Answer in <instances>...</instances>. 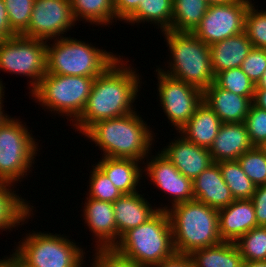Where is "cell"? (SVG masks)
Returning <instances> with one entry per match:
<instances>
[{
	"label": "cell",
	"mask_w": 266,
	"mask_h": 267,
	"mask_svg": "<svg viewBox=\"0 0 266 267\" xmlns=\"http://www.w3.org/2000/svg\"><path fill=\"white\" fill-rule=\"evenodd\" d=\"M133 69L119 56L101 75L95 77L85 108L73 125L78 129L77 132L83 134L100 120L136 112L132 103L141 88V76Z\"/></svg>",
	"instance_id": "cell-1"
},
{
	"label": "cell",
	"mask_w": 266,
	"mask_h": 267,
	"mask_svg": "<svg viewBox=\"0 0 266 267\" xmlns=\"http://www.w3.org/2000/svg\"><path fill=\"white\" fill-rule=\"evenodd\" d=\"M137 112L100 120L84 133L99 146L103 157L134 159L141 161L151 153L154 140L152 130ZM150 151V152H149Z\"/></svg>",
	"instance_id": "cell-2"
},
{
	"label": "cell",
	"mask_w": 266,
	"mask_h": 267,
	"mask_svg": "<svg viewBox=\"0 0 266 267\" xmlns=\"http://www.w3.org/2000/svg\"><path fill=\"white\" fill-rule=\"evenodd\" d=\"M167 212L177 254L190 255L195 250L222 242L218 209L193 199L171 206Z\"/></svg>",
	"instance_id": "cell-3"
},
{
	"label": "cell",
	"mask_w": 266,
	"mask_h": 267,
	"mask_svg": "<svg viewBox=\"0 0 266 267\" xmlns=\"http://www.w3.org/2000/svg\"><path fill=\"white\" fill-rule=\"evenodd\" d=\"M114 248L142 267L156 265L176 252L167 210H158L150 219L130 229Z\"/></svg>",
	"instance_id": "cell-4"
},
{
	"label": "cell",
	"mask_w": 266,
	"mask_h": 267,
	"mask_svg": "<svg viewBox=\"0 0 266 267\" xmlns=\"http://www.w3.org/2000/svg\"><path fill=\"white\" fill-rule=\"evenodd\" d=\"M170 50L168 70H160L170 77L194 85L204 91L214 83L210 48L192 32L163 31Z\"/></svg>",
	"instance_id": "cell-5"
},
{
	"label": "cell",
	"mask_w": 266,
	"mask_h": 267,
	"mask_svg": "<svg viewBox=\"0 0 266 267\" xmlns=\"http://www.w3.org/2000/svg\"><path fill=\"white\" fill-rule=\"evenodd\" d=\"M118 58L119 55L117 57L82 40L57 38L54 43H47L46 73L95 78Z\"/></svg>",
	"instance_id": "cell-6"
},
{
	"label": "cell",
	"mask_w": 266,
	"mask_h": 267,
	"mask_svg": "<svg viewBox=\"0 0 266 267\" xmlns=\"http://www.w3.org/2000/svg\"><path fill=\"white\" fill-rule=\"evenodd\" d=\"M94 81L95 78L84 76L46 73L29 93L49 111L68 116L75 122L85 108Z\"/></svg>",
	"instance_id": "cell-7"
},
{
	"label": "cell",
	"mask_w": 266,
	"mask_h": 267,
	"mask_svg": "<svg viewBox=\"0 0 266 267\" xmlns=\"http://www.w3.org/2000/svg\"><path fill=\"white\" fill-rule=\"evenodd\" d=\"M14 256L25 267H82V248L67 236L33 232L18 242Z\"/></svg>",
	"instance_id": "cell-8"
},
{
	"label": "cell",
	"mask_w": 266,
	"mask_h": 267,
	"mask_svg": "<svg viewBox=\"0 0 266 267\" xmlns=\"http://www.w3.org/2000/svg\"><path fill=\"white\" fill-rule=\"evenodd\" d=\"M25 125L11 116L0 125V182L18 183L33 167L38 143Z\"/></svg>",
	"instance_id": "cell-9"
},
{
	"label": "cell",
	"mask_w": 266,
	"mask_h": 267,
	"mask_svg": "<svg viewBox=\"0 0 266 267\" xmlns=\"http://www.w3.org/2000/svg\"><path fill=\"white\" fill-rule=\"evenodd\" d=\"M47 42L24 35L0 40V70L30 77L31 91L46 74Z\"/></svg>",
	"instance_id": "cell-10"
},
{
	"label": "cell",
	"mask_w": 266,
	"mask_h": 267,
	"mask_svg": "<svg viewBox=\"0 0 266 267\" xmlns=\"http://www.w3.org/2000/svg\"><path fill=\"white\" fill-rule=\"evenodd\" d=\"M161 107L176 131L194 115L196 108L203 102V91L156 69Z\"/></svg>",
	"instance_id": "cell-11"
},
{
	"label": "cell",
	"mask_w": 266,
	"mask_h": 267,
	"mask_svg": "<svg viewBox=\"0 0 266 267\" xmlns=\"http://www.w3.org/2000/svg\"><path fill=\"white\" fill-rule=\"evenodd\" d=\"M251 0L209 5L200 24L192 32L206 45L244 32L245 16Z\"/></svg>",
	"instance_id": "cell-12"
},
{
	"label": "cell",
	"mask_w": 266,
	"mask_h": 267,
	"mask_svg": "<svg viewBox=\"0 0 266 267\" xmlns=\"http://www.w3.org/2000/svg\"><path fill=\"white\" fill-rule=\"evenodd\" d=\"M75 22L70 0H35L28 28L21 35L48 42L62 38Z\"/></svg>",
	"instance_id": "cell-13"
},
{
	"label": "cell",
	"mask_w": 266,
	"mask_h": 267,
	"mask_svg": "<svg viewBox=\"0 0 266 267\" xmlns=\"http://www.w3.org/2000/svg\"><path fill=\"white\" fill-rule=\"evenodd\" d=\"M145 165V176L173 199L172 206L194 199L193 180L185 177L160 151L150 156ZM150 160V161H149ZM167 192V193H166Z\"/></svg>",
	"instance_id": "cell-14"
},
{
	"label": "cell",
	"mask_w": 266,
	"mask_h": 267,
	"mask_svg": "<svg viewBox=\"0 0 266 267\" xmlns=\"http://www.w3.org/2000/svg\"><path fill=\"white\" fill-rule=\"evenodd\" d=\"M187 178L194 180L213 162L209 149L186 140L182 135L161 151Z\"/></svg>",
	"instance_id": "cell-15"
},
{
	"label": "cell",
	"mask_w": 266,
	"mask_h": 267,
	"mask_svg": "<svg viewBox=\"0 0 266 267\" xmlns=\"http://www.w3.org/2000/svg\"><path fill=\"white\" fill-rule=\"evenodd\" d=\"M83 209L84 223L97 238L96 248H112L117 243V226L113 203L86 197ZM98 242V243H97Z\"/></svg>",
	"instance_id": "cell-16"
},
{
	"label": "cell",
	"mask_w": 266,
	"mask_h": 267,
	"mask_svg": "<svg viewBox=\"0 0 266 267\" xmlns=\"http://www.w3.org/2000/svg\"><path fill=\"white\" fill-rule=\"evenodd\" d=\"M219 233L222 241L235 243L240 237L257 227L255 209L251 199L234 200L218 209Z\"/></svg>",
	"instance_id": "cell-17"
},
{
	"label": "cell",
	"mask_w": 266,
	"mask_h": 267,
	"mask_svg": "<svg viewBox=\"0 0 266 267\" xmlns=\"http://www.w3.org/2000/svg\"><path fill=\"white\" fill-rule=\"evenodd\" d=\"M149 203L150 202L138 192L133 194H123L113 202L118 242L126 232L146 222L159 209L167 210L168 208L167 206H164L152 209L153 207Z\"/></svg>",
	"instance_id": "cell-18"
},
{
	"label": "cell",
	"mask_w": 266,
	"mask_h": 267,
	"mask_svg": "<svg viewBox=\"0 0 266 267\" xmlns=\"http://www.w3.org/2000/svg\"><path fill=\"white\" fill-rule=\"evenodd\" d=\"M203 102L219 117L222 123L245 121L252 100L218 87L215 83L203 91Z\"/></svg>",
	"instance_id": "cell-19"
},
{
	"label": "cell",
	"mask_w": 266,
	"mask_h": 267,
	"mask_svg": "<svg viewBox=\"0 0 266 267\" xmlns=\"http://www.w3.org/2000/svg\"><path fill=\"white\" fill-rule=\"evenodd\" d=\"M254 148L244 122L222 123L209 148L214 163L237 160L244 152Z\"/></svg>",
	"instance_id": "cell-20"
},
{
	"label": "cell",
	"mask_w": 266,
	"mask_h": 267,
	"mask_svg": "<svg viewBox=\"0 0 266 267\" xmlns=\"http://www.w3.org/2000/svg\"><path fill=\"white\" fill-rule=\"evenodd\" d=\"M193 193L195 200L215 209L226 207L235 200L217 163H212L193 180Z\"/></svg>",
	"instance_id": "cell-21"
},
{
	"label": "cell",
	"mask_w": 266,
	"mask_h": 267,
	"mask_svg": "<svg viewBox=\"0 0 266 267\" xmlns=\"http://www.w3.org/2000/svg\"><path fill=\"white\" fill-rule=\"evenodd\" d=\"M211 66L214 75L219 72L241 67L243 60L253 48L245 32L228 37L209 46Z\"/></svg>",
	"instance_id": "cell-22"
},
{
	"label": "cell",
	"mask_w": 266,
	"mask_h": 267,
	"mask_svg": "<svg viewBox=\"0 0 266 267\" xmlns=\"http://www.w3.org/2000/svg\"><path fill=\"white\" fill-rule=\"evenodd\" d=\"M222 121L215 112L202 102L194 115L179 132L186 140L209 149L216 138Z\"/></svg>",
	"instance_id": "cell-23"
},
{
	"label": "cell",
	"mask_w": 266,
	"mask_h": 267,
	"mask_svg": "<svg viewBox=\"0 0 266 267\" xmlns=\"http://www.w3.org/2000/svg\"><path fill=\"white\" fill-rule=\"evenodd\" d=\"M96 164L110 179L122 194L136 193L138 183L141 182L142 171L139 163L134 159L102 157ZM139 162V163H138ZM137 189V190H136Z\"/></svg>",
	"instance_id": "cell-24"
},
{
	"label": "cell",
	"mask_w": 266,
	"mask_h": 267,
	"mask_svg": "<svg viewBox=\"0 0 266 267\" xmlns=\"http://www.w3.org/2000/svg\"><path fill=\"white\" fill-rule=\"evenodd\" d=\"M12 183L0 182V229L11 230L23 225L25 220L32 217L33 206L22 197L14 193ZM32 211V212H31ZM32 214V215H31ZM20 222L22 224H20Z\"/></svg>",
	"instance_id": "cell-25"
},
{
	"label": "cell",
	"mask_w": 266,
	"mask_h": 267,
	"mask_svg": "<svg viewBox=\"0 0 266 267\" xmlns=\"http://www.w3.org/2000/svg\"><path fill=\"white\" fill-rule=\"evenodd\" d=\"M194 267H241L243 259L233 242L201 248L190 254Z\"/></svg>",
	"instance_id": "cell-26"
},
{
	"label": "cell",
	"mask_w": 266,
	"mask_h": 267,
	"mask_svg": "<svg viewBox=\"0 0 266 267\" xmlns=\"http://www.w3.org/2000/svg\"><path fill=\"white\" fill-rule=\"evenodd\" d=\"M173 18V0H142L137 9L124 21L132 24L151 22L161 31L171 28Z\"/></svg>",
	"instance_id": "cell-27"
},
{
	"label": "cell",
	"mask_w": 266,
	"mask_h": 267,
	"mask_svg": "<svg viewBox=\"0 0 266 267\" xmlns=\"http://www.w3.org/2000/svg\"><path fill=\"white\" fill-rule=\"evenodd\" d=\"M208 7L206 0H173V18L169 30L193 32L200 24Z\"/></svg>",
	"instance_id": "cell-28"
},
{
	"label": "cell",
	"mask_w": 266,
	"mask_h": 267,
	"mask_svg": "<svg viewBox=\"0 0 266 267\" xmlns=\"http://www.w3.org/2000/svg\"><path fill=\"white\" fill-rule=\"evenodd\" d=\"M75 21L82 19L95 25L112 24L116 19L113 0H70Z\"/></svg>",
	"instance_id": "cell-29"
},
{
	"label": "cell",
	"mask_w": 266,
	"mask_h": 267,
	"mask_svg": "<svg viewBox=\"0 0 266 267\" xmlns=\"http://www.w3.org/2000/svg\"><path fill=\"white\" fill-rule=\"evenodd\" d=\"M219 165L222 177L235 200L252 199L256 185L248 178L237 160L221 161Z\"/></svg>",
	"instance_id": "cell-30"
},
{
	"label": "cell",
	"mask_w": 266,
	"mask_h": 267,
	"mask_svg": "<svg viewBox=\"0 0 266 267\" xmlns=\"http://www.w3.org/2000/svg\"><path fill=\"white\" fill-rule=\"evenodd\" d=\"M244 261L266 260V226H257L235 242Z\"/></svg>",
	"instance_id": "cell-31"
},
{
	"label": "cell",
	"mask_w": 266,
	"mask_h": 267,
	"mask_svg": "<svg viewBox=\"0 0 266 267\" xmlns=\"http://www.w3.org/2000/svg\"><path fill=\"white\" fill-rule=\"evenodd\" d=\"M214 83L236 95L248 97L253 101L255 85L242 71L241 67L228 69L215 75Z\"/></svg>",
	"instance_id": "cell-32"
},
{
	"label": "cell",
	"mask_w": 266,
	"mask_h": 267,
	"mask_svg": "<svg viewBox=\"0 0 266 267\" xmlns=\"http://www.w3.org/2000/svg\"><path fill=\"white\" fill-rule=\"evenodd\" d=\"M237 161L244 173L256 185L266 184V148L254 147L244 152Z\"/></svg>",
	"instance_id": "cell-33"
},
{
	"label": "cell",
	"mask_w": 266,
	"mask_h": 267,
	"mask_svg": "<svg viewBox=\"0 0 266 267\" xmlns=\"http://www.w3.org/2000/svg\"><path fill=\"white\" fill-rule=\"evenodd\" d=\"M92 172H90L91 179L89 181V198H94L105 202H115L123 194L122 192L114 186L110 181L109 177L95 164Z\"/></svg>",
	"instance_id": "cell-34"
},
{
	"label": "cell",
	"mask_w": 266,
	"mask_h": 267,
	"mask_svg": "<svg viewBox=\"0 0 266 267\" xmlns=\"http://www.w3.org/2000/svg\"><path fill=\"white\" fill-rule=\"evenodd\" d=\"M257 10L251 2L245 16L244 32L253 47L266 49V9Z\"/></svg>",
	"instance_id": "cell-35"
},
{
	"label": "cell",
	"mask_w": 266,
	"mask_h": 267,
	"mask_svg": "<svg viewBox=\"0 0 266 267\" xmlns=\"http://www.w3.org/2000/svg\"><path fill=\"white\" fill-rule=\"evenodd\" d=\"M35 0H4L11 29L21 35L30 23Z\"/></svg>",
	"instance_id": "cell-36"
},
{
	"label": "cell",
	"mask_w": 266,
	"mask_h": 267,
	"mask_svg": "<svg viewBox=\"0 0 266 267\" xmlns=\"http://www.w3.org/2000/svg\"><path fill=\"white\" fill-rule=\"evenodd\" d=\"M254 147H266V110L253 103L244 121Z\"/></svg>",
	"instance_id": "cell-37"
},
{
	"label": "cell",
	"mask_w": 266,
	"mask_h": 267,
	"mask_svg": "<svg viewBox=\"0 0 266 267\" xmlns=\"http://www.w3.org/2000/svg\"><path fill=\"white\" fill-rule=\"evenodd\" d=\"M241 69L256 85L266 71V49L253 47L243 60Z\"/></svg>",
	"instance_id": "cell-38"
},
{
	"label": "cell",
	"mask_w": 266,
	"mask_h": 267,
	"mask_svg": "<svg viewBox=\"0 0 266 267\" xmlns=\"http://www.w3.org/2000/svg\"><path fill=\"white\" fill-rule=\"evenodd\" d=\"M91 267H142L119 253L114 247L96 248Z\"/></svg>",
	"instance_id": "cell-39"
},
{
	"label": "cell",
	"mask_w": 266,
	"mask_h": 267,
	"mask_svg": "<svg viewBox=\"0 0 266 267\" xmlns=\"http://www.w3.org/2000/svg\"><path fill=\"white\" fill-rule=\"evenodd\" d=\"M257 226H266V184L256 186L252 196Z\"/></svg>",
	"instance_id": "cell-40"
},
{
	"label": "cell",
	"mask_w": 266,
	"mask_h": 267,
	"mask_svg": "<svg viewBox=\"0 0 266 267\" xmlns=\"http://www.w3.org/2000/svg\"><path fill=\"white\" fill-rule=\"evenodd\" d=\"M142 0H113L116 18L126 20L139 6Z\"/></svg>",
	"instance_id": "cell-41"
},
{
	"label": "cell",
	"mask_w": 266,
	"mask_h": 267,
	"mask_svg": "<svg viewBox=\"0 0 266 267\" xmlns=\"http://www.w3.org/2000/svg\"><path fill=\"white\" fill-rule=\"evenodd\" d=\"M150 267H194V263L190 255L175 253L169 259Z\"/></svg>",
	"instance_id": "cell-42"
},
{
	"label": "cell",
	"mask_w": 266,
	"mask_h": 267,
	"mask_svg": "<svg viewBox=\"0 0 266 267\" xmlns=\"http://www.w3.org/2000/svg\"><path fill=\"white\" fill-rule=\"evenodd\" d=\"M17 35L10 27L4 0H0V40L9 39Z\"/></svg>",
	"instance_id": "cell-43"
},
{
	"label": "cell",
	"mask_w": 266,
	"mask_h": 267,
	"mask_svg": "<svg viewBox=\"0 0 266 267\" xmlns=\"http://www.w3.org/2000/svg\"><path fill=\"white\" fill-rule=\"evenodd\" d=\"M253 104L263 110H266V90H255Z\"/></svg>",
	"instance_id": "cell-44"
},
{
	"label": "cell",
	"mask_w": 266,
	"mask_h": 267,
	"mask_svg": "<svg viewBox=\"0 0 266 267\" xmlns=\"http://www.w3.org/2000/svg\"><path fill=\"white\" fill-rule=\"evenodd\" d=\"M2 81L0 80V121H5L8 117H10L9 115H6L4 114V110L2 109L3 108V99H4V88L5 86L2 85Z\"/></svg>",
	"instance_id": "cell-45"
},
{
	"label": "cell",
	"mask_w": 266,
	"mask_h": 267,
	"mask_svg": "<svg viewBox=\"0 0 266 267\" xmlns=\"http://www.w3.org/2000/svg\"><path fill=\"white\" fill-rule=\"evenodd\" d=\"M241 267H266V260L262 261H244Z\"/></svg>",
	"instance_id": "cell-46"
},
{
	"label": "cell",
	"mask_w": 266,
	"mask_h": 267,
	"mask_svg": "<svg viewBox=\"0 0 266 267\" xmlns=\"http://www.w3.org/2000/svg\"><path fill=\"white\" fill-rule=\"evenodd\" d=\"M255 90H266V71L264 72L258 83L255 85Z\"/></svg>",
	"instance_id": "cell-47"
},
{
	"label": "cell",
	"mask_w": 266,
	"mask_h": 267,
	"mask_svg": "<svg viewBox=\"0 0 266 267\" xmlns=\"http://www.w3.org/2000/svg\"><path fill=\"white\" fill-rule=\"evenodd\" d=\"M209 5L229 4L237 0H206Z\"/></svg>",
	"instance_id": "cell-48"
},
{
	"label": "cell",
	"mask_w": 266,
	"mask_h": 267,
	"mask_svg": "<svg viewBox=\"0 0 266 267\" xmlns=\"http://www.w3.org/2000/svg\"><path fill=\"white\" fill-rule=\"evenodd\" d=\"M0 267H11V257H5V259H0Z\"/></svg>",
	"instance_id": "cell-49"
},
{
	"label": "cell",
	"mask_w": 266,
	"mask_h": 267,
	"mask_svg": "<svg viewBox=\"0 0 266 267\" xmlns=\"http://www.w3.org/2000/svg\"><path fill=\"white\" fill-rule=\"evenodd\" d=\"M11 267H25L15 258L14 253L11 255Z\"/></svg>",
	"instance_id": "cell-50"
}]
</instances>
